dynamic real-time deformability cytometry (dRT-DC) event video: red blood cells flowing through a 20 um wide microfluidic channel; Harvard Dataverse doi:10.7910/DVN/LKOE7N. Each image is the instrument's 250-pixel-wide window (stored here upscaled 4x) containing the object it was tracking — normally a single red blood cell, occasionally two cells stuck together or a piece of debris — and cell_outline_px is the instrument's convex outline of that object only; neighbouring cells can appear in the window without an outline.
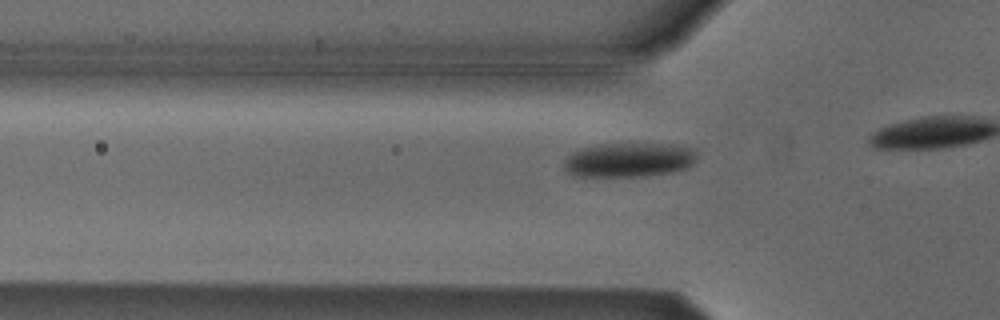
{"species": "Egyptian fruit bat (a non-hibernating species)", "species_latin": "Rousettus aegyptiacus", "temperature_condition": "cold", "stored_images_in_passage": 19, "camera_frame_rate_fps": 3000, "um_per_image_px": 0.085, "animal": {"sex": "male"}, "frame": {"image": 1, "passage_image": 14, "time_ms": 4.333, "image_size_px": [1000, 320], "cell_outline_px": [[696, 156], [692, 164], [688, 168], [672, 172], [644, 176], [576, 176], [568, 172], [564, 168], [564, 160], [572, 152], [580, 148], [600, 144], [676, 144], [696, 148]], "centroid_in_image_um": [53.49, 13.58], "position_along_channel_um": 72.3, "area_um2": 26.76}}